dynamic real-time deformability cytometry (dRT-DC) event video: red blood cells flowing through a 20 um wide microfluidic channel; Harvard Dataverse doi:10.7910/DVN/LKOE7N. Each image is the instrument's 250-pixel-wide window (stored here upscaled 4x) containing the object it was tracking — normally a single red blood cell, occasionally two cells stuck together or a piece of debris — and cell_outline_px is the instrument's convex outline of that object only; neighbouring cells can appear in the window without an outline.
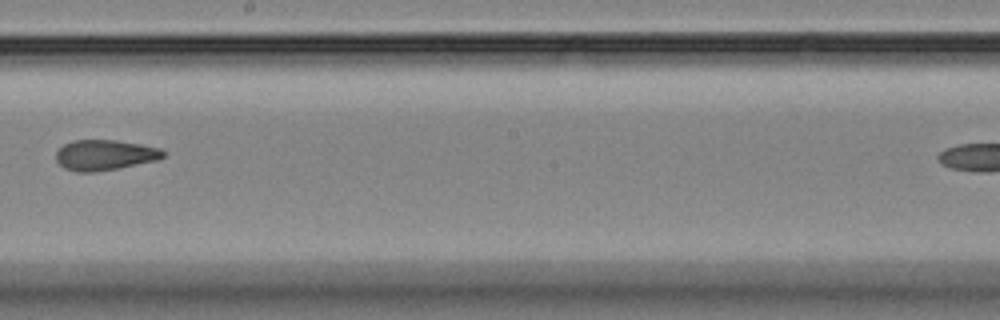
{"species": "Egyptian fruit bat (a non-hibernating species)", "species_latin": "Rousettus aegyptiacus", "temperature_condition": "room temperature", "stored_images_in_passage": 9, "camera_frame_rate_fps": 3000, "um_per_image_px": 0.085, "animal": {"sex": "female"}, "frame": {"image": 1, "passage_image": 6, "time_ms": 6.0, "image_size_px": [1000, 320], "cell_outline_px": [[164, 156], [156, 160], [120, 168], [96, 172], [76, 172], [64, 168], [56, 160], [56, 152], [64, 144], [72, 140], [116, 140], [140, 144], [160, 148], [164, 152]], "centroid_in_image_um": [8.88, 13.18], "position_along_channel_um": 239.3, "area_um2": 19.02}}
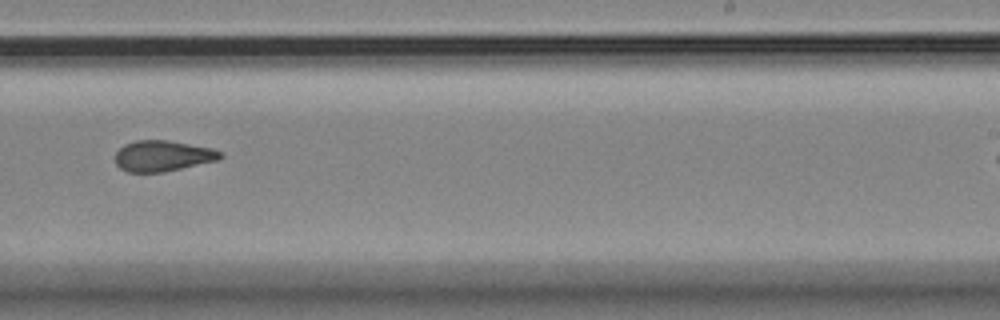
{"frame": {"image": 2, "passage_image": 7, "time_ms": 7.0, "image_size_px": [1000, 320], "cell_outline_px": [[224, 156], [220, 160], [164, 172], [128, 172], [120, 168], [116, 164], [116, 152], [124, 144], [136, 140], [168, 140], [212, 148], [220, 152]], "centroid_in_image_um": [13.85, 13.25], "position_along_channel_um": 275.2, "area_um2": 18.96}}
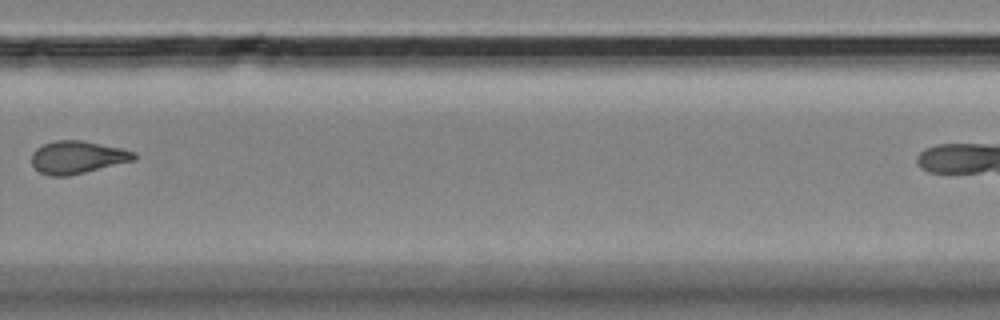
{"frame": {"image": 3, "passage_image": 8, "time_ms": 8.333, "image_size_px": [1000, 320], "cell_outline_px": [[136, 160], [68, 176], [52, 176], [40, 172], [32, 164], [32, 152], [36, 148], [44, 144], [56, 140], [80, 140], [124, 148], [136, 152]], "centroid_in_image_um": [6.61, 13.36], "position_along_channel_um": 323.2, "area_um2": 19.54}}